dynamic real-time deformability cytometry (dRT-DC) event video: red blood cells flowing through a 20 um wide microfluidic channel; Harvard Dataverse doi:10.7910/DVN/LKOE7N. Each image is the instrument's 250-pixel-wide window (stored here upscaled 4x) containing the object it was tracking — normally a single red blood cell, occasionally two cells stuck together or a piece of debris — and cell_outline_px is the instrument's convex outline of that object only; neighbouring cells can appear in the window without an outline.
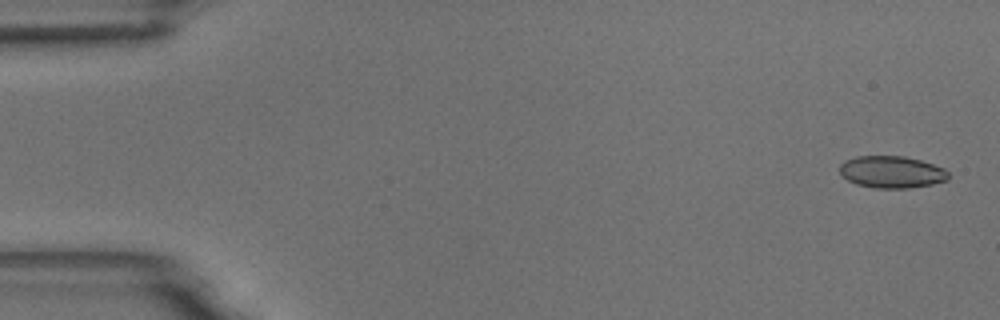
{"species": "common noctule bat (a hibernating species)", "species_latin": "Nyctalus noctula", "temperature_condition": "room temperature", "stored_images_in_passage": 6, "camera_frame_rate_fps": 3000, "um_per_image_px": 0.085, "animal": {"sex": "male", "body_mass_g": 18.8}, "frame": {"image": 1, "passage_image": 1, "time_ms": 0.0, "image_size_px": [1000, 320], "cell_outline_px": [[948, 180], [932, 184], [908, 188], [876, 188], [856, 184], [848, 180], [840, 172], [840, 164], [844, 160], [856, 156], [904, 156], [920, 160], [944, 168], [948, 172]], "centroid_in_image_um": [75.79, 14.61], "position_along_channel_um": 9.2, "area_um2": 20.23}}